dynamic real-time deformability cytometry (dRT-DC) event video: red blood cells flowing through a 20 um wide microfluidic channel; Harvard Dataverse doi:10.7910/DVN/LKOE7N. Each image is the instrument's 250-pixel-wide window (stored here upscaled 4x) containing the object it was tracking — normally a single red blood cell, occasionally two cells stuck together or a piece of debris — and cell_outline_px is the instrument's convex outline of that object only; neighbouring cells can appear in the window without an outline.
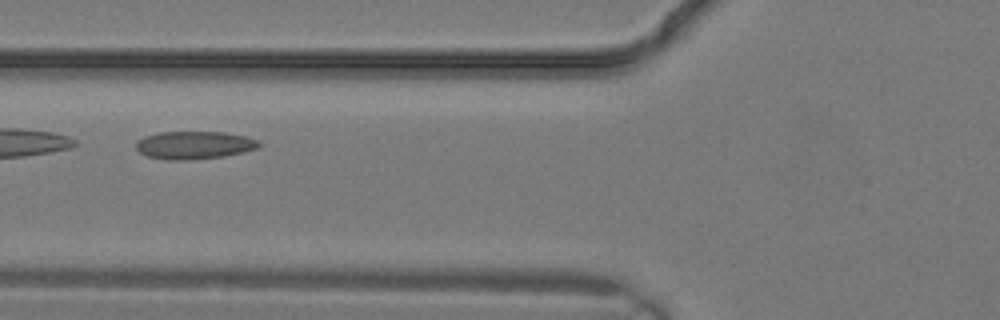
{"species": "common noctule bat (a hibernating species)", "species_latin": "Nyctalus noctula", "temperature_condition": "warm", "stored_images_in_passage": 9, "camera_frame_rate_fps": 3000, "um_per_image_px": 0.085, "animal": {"sex": "male", "body_mass_g": 19.2, "forearm_length_mm": 51.8}, "frame": {"image": 1, "passage_image": 4, "time_ms": 1.0, "image_size_px": [1000, 320], "cell_outline_px": [[260, 148], [244, 152], [224, 156], [188, 160], [168, 160], [148, 156], [140, 152], [136, 148], [136, 140], [144, 136], [160, 132], [224, 132], [248, 136], [260, 140]], "centroid_in_image_um": [16.55, 12.33], "position_along_channel_um": 109.2, "area_um2": 20.17}}
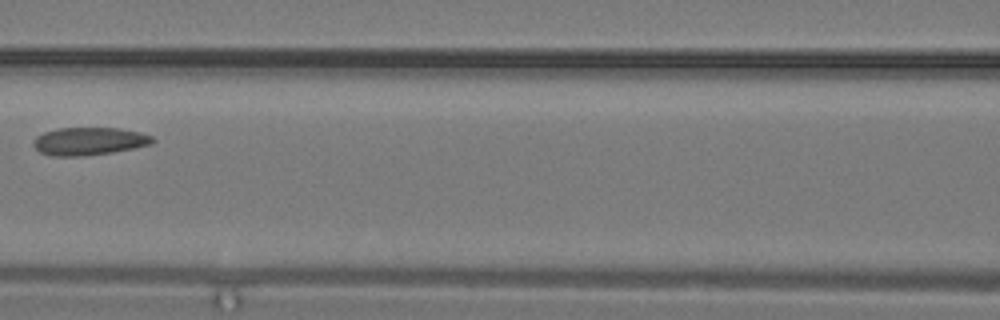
{"frame": {"image": 2, "passage_image": 6, "time_ms": 1.667, "image_size_px": [1000, 320], "cell_outline_px": [[156, 140], [152, 144], [112, 152], [84, 156], [52, 156], [40, 152], [32, 144], [32, 140], [36, 136], [44, 132], [56, 128], [116, 128], [140, 132], [152, 136]], "centroid_in_image_um": [7.55, 12.0], "position_along_channel_um": 159.1, "area_um2": 19.36}}